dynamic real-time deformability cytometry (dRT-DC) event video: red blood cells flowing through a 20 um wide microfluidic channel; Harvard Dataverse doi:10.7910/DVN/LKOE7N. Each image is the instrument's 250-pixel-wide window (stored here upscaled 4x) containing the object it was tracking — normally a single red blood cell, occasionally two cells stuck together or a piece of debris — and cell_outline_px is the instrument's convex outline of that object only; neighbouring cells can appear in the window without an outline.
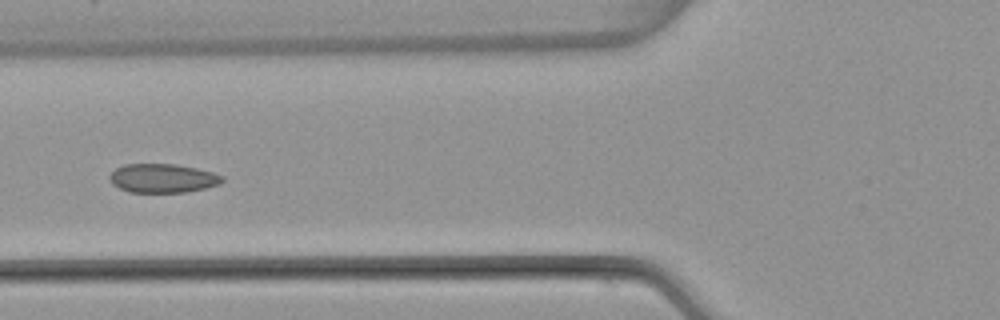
{"species": "common noctule bat (a hibernating species)", "species_latin": "Nyctalus noctula", "temperature_condition": "warm", "stored_images_in_passage": 6, "camera_frame_rate_fps": 3000, "um_per_image_px": 0.085, "animal": {"sex": "female", "body_mass_g": 22.7, "forearm_length_mm": 54.2}, "frame": {"image": 1, "passage_image": 6, "time_ms": 6.667, "image_size_px": [1000, 320], "cell_outline_px": [[224, 180], [220, 184], [204, 188], [184, 192], [128, 192], [112, 184], [108, 180], [108, 176], [116, 168], [124, 164], [176, 164], [196, 168], [212, 172], [224, 176]], "centroid_in_image_um": [13.81, 15.14], "position_along_channel_um": 112.0, "area_um2": 19.02}}